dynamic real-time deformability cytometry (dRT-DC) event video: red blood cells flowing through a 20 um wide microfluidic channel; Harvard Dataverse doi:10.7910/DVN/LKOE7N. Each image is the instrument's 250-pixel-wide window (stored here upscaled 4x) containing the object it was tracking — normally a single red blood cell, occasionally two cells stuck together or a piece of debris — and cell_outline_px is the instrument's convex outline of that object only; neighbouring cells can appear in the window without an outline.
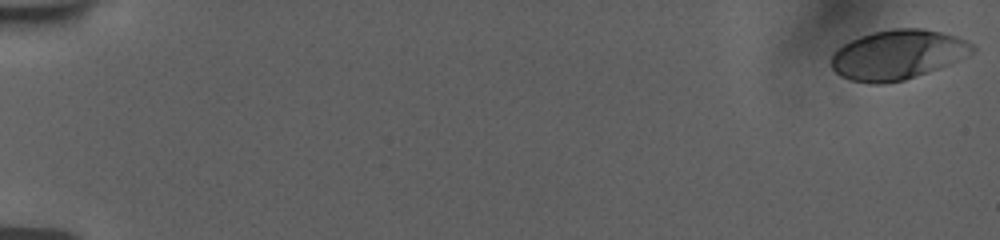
{"species": "human", "species_latin": "Homo sapiens", "temperature_condition": "room temperature", "stored_images_in_passage": 56, "camera_frame_rate_fps": 3000, "um_per_image_px": 0.085, "donor": {"sex": "female"}, "frame": {"image": 1, "passage_image": 1, "time_ms": 0.0, "image_size_px": [1000, 240], "cell_outline_px": [[976, 48], [972, 52], [948, 64], [904, 80], [880, 84], [872, 84], [852, 80], [840, 76], [832, 68], [832, 52], [836, 48], [860, 36], [872, 32], [892, 28], [924, 28], [956, 36], [972, 44]], "centroid_in_image_um": [76.25, 4.64], "position_along_channel_um": 8.8, "area_um2": 40.4}}
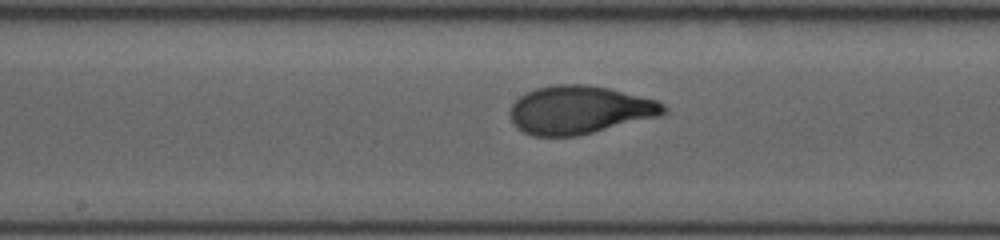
{"frame": {"image": 2, "passage_image": 31, "time_ms": 10.0, "image_size_px": [1000, 240], "cell_outline_px": [[668, 112], [660, 116], [576, 136], [532, 136], [516, 128], [512, 124], [508, 112], [512, 104], [520, 96], [536, 88], [556, 84], [588, 84], [608, 88], [656, 100], [664, 104], [668, 108]], "centroid_in_image_um": [49.24, 9.34], "position_along_channel_um": 199.0, "area_um2": 43.23}}
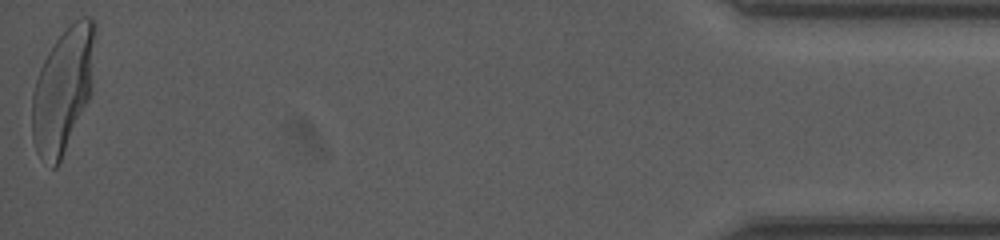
{"frame": {"image": 3, "passage_image": 56, "time_ms": 18.333, "image_size_px": [1000, 240], "cell_outline_px": [[96, 32], [92, 92], [60, 160], [56, 168], [52, 168], [36, 152], [32, 140], [32, 92], [40, 68], [48, 52], [56, 40], [80, 16], [92, 16], [96, 20]], "centroid_in_image_um": [5.38, 7.59], "position_along_channel_um": 429.8, "area_um2": 45.72}, "authors_computed_cell_mechanics": {"area_um2": 42.4252, "velocity_mm_per_s": 3.7573, "shape_relaxation_time_tau1_ms": 3.5514, "shape_relaxation_time_tau2_ms": null, "deformation_change_tau1": 0.1842, "deformation_change_tau2": null}}